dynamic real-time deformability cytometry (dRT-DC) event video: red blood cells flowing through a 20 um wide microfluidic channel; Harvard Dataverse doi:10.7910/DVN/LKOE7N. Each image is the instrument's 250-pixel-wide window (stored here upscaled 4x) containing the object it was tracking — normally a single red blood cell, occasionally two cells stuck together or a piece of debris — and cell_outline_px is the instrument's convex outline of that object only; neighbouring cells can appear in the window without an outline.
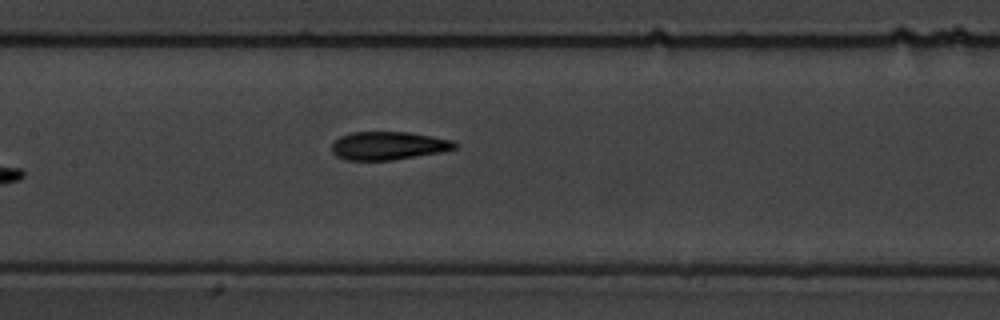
{"species": "common noctule bat (a hibernating species)", "species_latin": "Nyctalus noctula", "temperature_condition": "warm", "stored_images_in_passage": 7, "camera_frame_rate_fps": 3000, "um_per_image_px": 0.085, "animal": {"sex": "male", "body_mass_g": 19.5, "forearm_length_mm": 54.6}, "frame": {"image": 1, "passage_image": 7, "time_ms": 8.333, "image_size_px": [1000, 320], "cell_outline_px": [[456, 148], [440, 152], [392, 160], [344, 160], [336, 156], [332, 152], [332, 144], [340, 136], [352, 132], [408, 132], [432, 136], [452, 140], [456, 144]], "centroid_in_image_um": [32.97, 12.38], "position_along_channel_um": 174.4, "area_um2": 20.11}}